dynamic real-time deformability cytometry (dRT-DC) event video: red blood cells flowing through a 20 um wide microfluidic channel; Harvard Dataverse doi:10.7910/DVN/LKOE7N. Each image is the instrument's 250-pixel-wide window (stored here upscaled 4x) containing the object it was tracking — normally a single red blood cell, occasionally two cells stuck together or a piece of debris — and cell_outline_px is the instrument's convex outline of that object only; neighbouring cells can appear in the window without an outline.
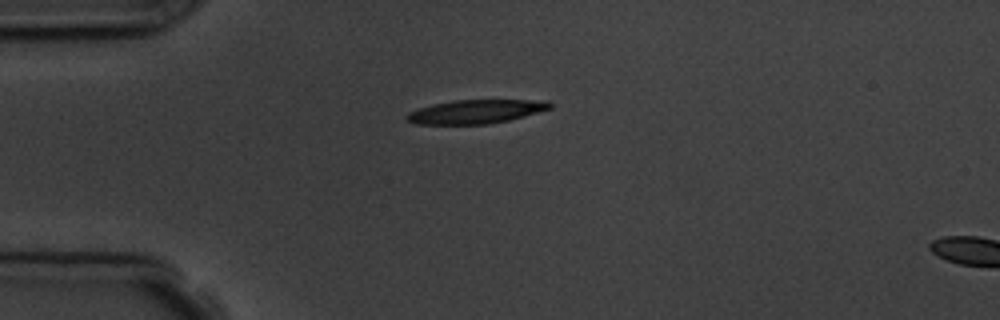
{"species": "common noctule bat (a hibernating species)", "species_latin": "Nyctalus noctula", "temperature_condition": "room temperature", "stored_images_in_passage": 2, "camera_frame_rate_fps": 3000, "um_per_image_px": 0.085, "animal": {"sex": "male", "body_mass_g": 19.5, "forearm_length_mm": 54.6}, "frame": {"image": 1, "passage_image": 1, "time_ms": 0.0, "image_size_px": [1000, 320], "cell_outline_px": [[552, 108], [524, 116], [508, 120], [488, 124], [416, 124], [408, 120], [404, 116], [408, 112], [432, 104], [452, 100], [548, 100], [552, 104]], "centroid_in_image_um": [40.44, 9.48], "position_along_channel_um": 44.6, "area_um2": 19.83}}